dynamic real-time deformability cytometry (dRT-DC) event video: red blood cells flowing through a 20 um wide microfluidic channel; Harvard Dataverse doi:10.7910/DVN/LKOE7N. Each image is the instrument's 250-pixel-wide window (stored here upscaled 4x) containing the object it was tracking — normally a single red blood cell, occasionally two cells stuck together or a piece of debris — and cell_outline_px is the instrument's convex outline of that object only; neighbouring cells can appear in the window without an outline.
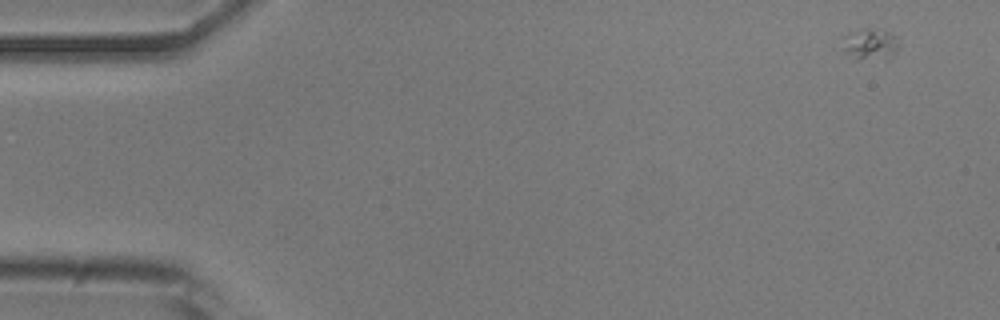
{"species": "common noctule bat (a hibernating species)", "species_latin": "Nyctalus noctula", "temperature_condition": "room temperature", "stored_images_in_passage": 8, "camera_frame_rate_fps": 3000, "um_per_image_px": 0.085, "animal": {"sex": "male", "body_mass_g": 20.5, "forearm_length_mm": 52.5}, "frame": {"image": 1, "passage_image": 1, "time_ms": 0.0, "image_size_px": [1000, 320], "cell_outline_px": [[896, 52], [892, 56], [856, 60], [844, 48], [840, 36], [848, 32], [868, 28], [872, 28], [888, 32], [896, 36]], "centroid_in_image_um": [73.9, 3.71], "position_along_channel_um": 11.1, "area_um2": 10.0}}